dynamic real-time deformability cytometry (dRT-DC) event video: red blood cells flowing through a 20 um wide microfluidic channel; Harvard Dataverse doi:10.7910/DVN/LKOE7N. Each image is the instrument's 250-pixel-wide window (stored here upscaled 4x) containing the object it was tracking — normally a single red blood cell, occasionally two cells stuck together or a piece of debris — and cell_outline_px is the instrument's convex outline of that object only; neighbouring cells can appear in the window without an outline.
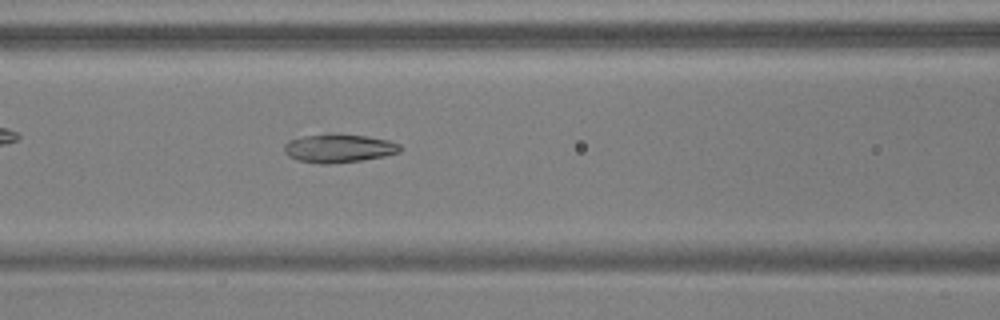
{"species": "common noctule bat (a hibernating species)", "species_latin": "Nyctalus noctula", "temperature_condition": "warm", "stored_images_in_passage": 50, "camera_frame_rate_fps": 3000, "um_per_image_px": 0.085, "animal": {"sex": "male", "body_mass_g": 17.9, "forearm_length_mm": 54.2}, "frame": {"image": 1, "passage_image": 19, "time_ms": 6.0, "image_size_px": [1000, 320], "cell_outline_px": [[400, 152], [384, 156], [360, 160], [328, 164], [320, 164], [300, 160], [288, 156], [284, 152], [284, 144], [288, 140], [304, 136], [328, 132], [368, 136], [388, 140], [400, 144]], "centroid_in_image_um": [28.77, 12.58], "position_along_channel_um": 137.8, "area_um2": 19.42}}
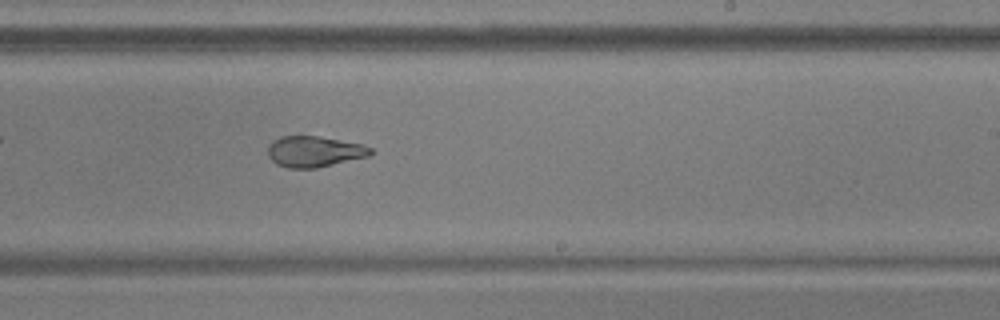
{"frame": {"image": 2, "passage_image": 29, "time_ms": 9.333, "image_size_px": [1000, 320], "cell_outline_px": [[372, 152], [368, 156], [316, 168], [288, 168], [276, 164], [268, 156], [268, 148], [272, 140], [280, 136], [320, 136], [364, 144], [372, 148]], "centroid_in_image_um": [26.7, 12.87], "position_along_channel_um": 262.3, "area_um2": 18.55}}
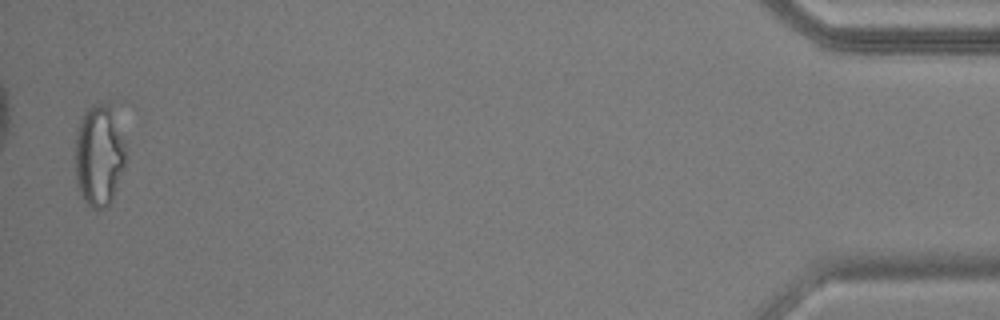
{"frame": {"image": 3, "passage_image": 49, "time_ms": 16.0, "image_size_px": [1000, 320], "cell_outline_px": [[124, 164], [112, 200], [104, 208], [92, 208], [84, 200], [80, 192], [76, 180], [76, 132], [80, 120], [84, 112], [88, 108], [96, 104], [104, 104], [108, 108], [124, 140]], "centroid_in_image_um": [8.38, 13.27], "position_along_channel_um": 426.8, "area_um2": 28.73}}